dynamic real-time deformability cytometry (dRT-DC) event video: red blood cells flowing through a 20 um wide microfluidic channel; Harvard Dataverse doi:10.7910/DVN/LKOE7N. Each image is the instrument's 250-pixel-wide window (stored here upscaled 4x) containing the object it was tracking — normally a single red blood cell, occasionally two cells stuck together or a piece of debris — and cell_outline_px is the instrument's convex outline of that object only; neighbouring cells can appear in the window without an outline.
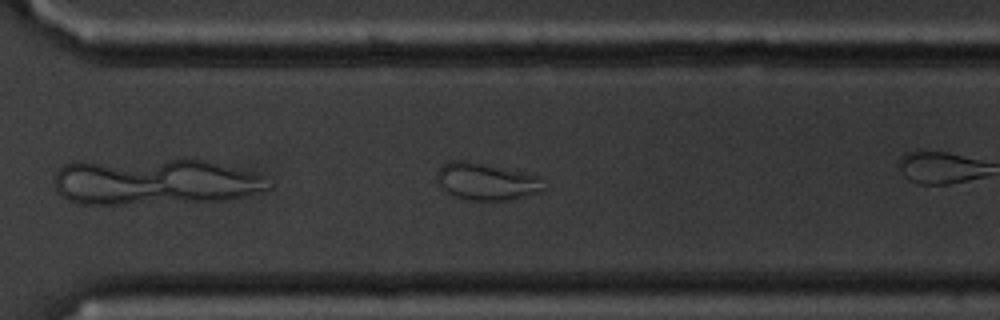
{"species": "common noctule bat (a hibernating species)", "species_latin": "Nyctalus noctula", "temperature_condition": "cold", "stored_images_in_passage": 43, "camera_frame_rate_fps": 3000, "um_per_image_px": 0.085, "animal": {"sex": "male", "body_mass_g": 20.1, "forearm_length_mm": 53.5}, "frame": {"image": 1, "passage_image": 25, "time_ms": 8.0, "image_size_px": [1000, 320], "cell_outline_px": [[548, 188], [544, 192], [508, 200], [468, 200], [456, 196], [440, 188], [436, 180], [436, 172], [444, 164], [452, 160], [464, 160], [540, 176]], "centroid_in_image_um": [41.38, 15.44], "position_along_channel_um": 329.2, "area_um2": 23.24}, "authors_computed_cell_mechanics": {"area_um2": 21.097, "velocity_mm_per_s": 3.5089, "shape_relaxation_time_tau1_ms": null, "shape_relaxation_time_tau2_ms": 1.5103, "deformation_change_tau1": null, "deformation_change_tau2": 0.0796}}